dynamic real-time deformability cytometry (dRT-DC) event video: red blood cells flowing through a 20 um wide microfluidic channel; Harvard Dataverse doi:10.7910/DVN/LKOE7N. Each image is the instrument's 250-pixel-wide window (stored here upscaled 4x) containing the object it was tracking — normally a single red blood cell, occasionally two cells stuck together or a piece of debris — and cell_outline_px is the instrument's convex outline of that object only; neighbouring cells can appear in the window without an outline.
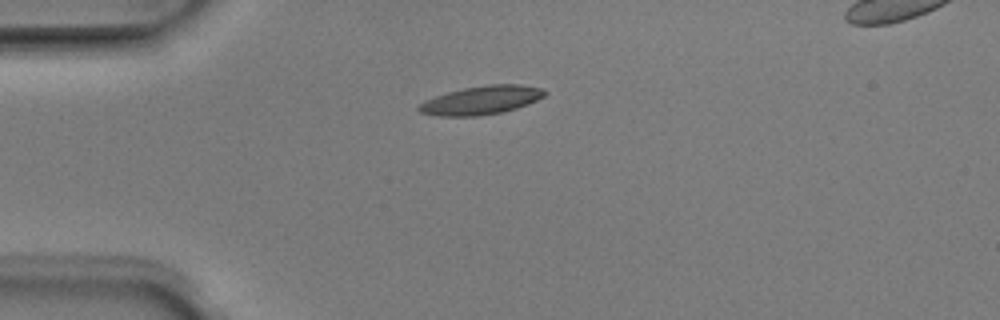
{"species": "Egyptian fruit bat (a non-hibernating species)", "species_latin": "Rousettus aegyptiacus", "temperature_condition": "room temperature", "stored_images_in_passage": 2, "camera_frame_rate_fps": 3000, "um_per_image_px": 0.085, "animal": {"sex": "male"}, "frame": {"image": 1, "passage_image": 1, "time_ms": 0.0, "image_size_px": [1000, 320], "cell_outline_px": [[548, 92], [544, 96], [528, 104], [504, 112], [476, 116], [440, 116], [420, 112], [416, 108], [424, 100], [448, 92], [464, 88], [488, 84], [520, 84], [544, 88]], "centroid_in_image_um": [40.94, 8.51], "position_along_channel_um": 44.1, "area_um2": 20.98}}